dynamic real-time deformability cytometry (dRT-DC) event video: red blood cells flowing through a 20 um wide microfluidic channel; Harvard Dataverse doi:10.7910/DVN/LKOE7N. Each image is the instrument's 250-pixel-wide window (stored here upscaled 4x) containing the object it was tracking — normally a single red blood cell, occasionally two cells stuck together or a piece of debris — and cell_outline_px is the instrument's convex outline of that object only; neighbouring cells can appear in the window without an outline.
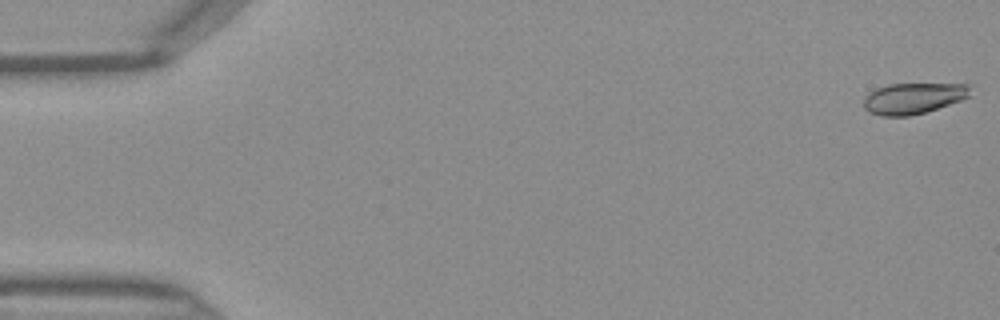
{"species": "Egyptian fruit bat (a non-hibernating species)", "species_latin": "Rousettus aegyptiacus", "temperature_condition": "warm", "stored_images_in_passage": 46, "camera_frame_rate_fps": 3000, "um_per_image_px": 0.085, "frame": {"image": 1, "passage_image": 1, "time_ms": 0.0, "image_size_px": [1000, 320], "cell_outline_px": [[972, 84], [968, 96], [960, 100], [924, 112], [908, 116], [880, 116], [864, 108], [864, 96], [868, 92], [876, 88], [888, 84]], "centroid_in_image_um": [77.59, 8.34], "position_along_channel_um": 7.4, "area_um2": 19.07}}
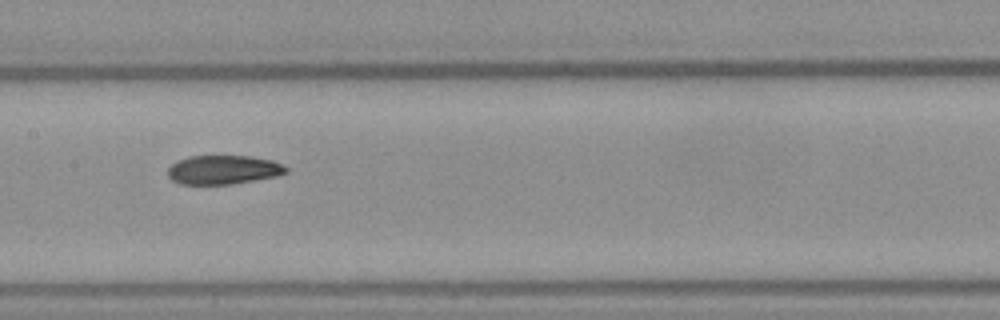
{"frame": {"image": 2, "passage_image": 23, "time_ms": 7.333, "image_size_px": [1000, 320], "cell_outline_px": [[288, 172], [276, 176], [232, 184], [180, 184], [172, 180], [168, 176], [168, 168], [172, 164], [188, 156], [252, 156], [272, 160], [288, 168]], "centroid_in_image_um": [18.98, 14.43], "position_along_channel_um": 188.4, "area_um2": 19.88}}
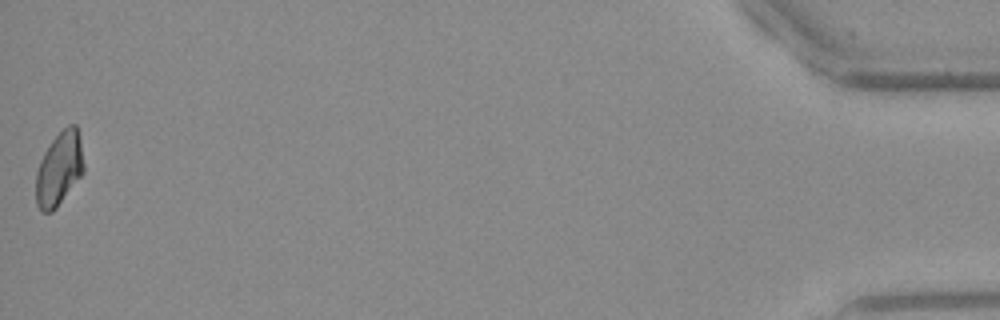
{"frame": {"image": 3, "passage_image": 46, "time_ms": 15.0, "image_size_px": [1000, 320], "cell_outline_px": [[84, 172], [56, 208], [52, 212], [40, 212], [36, 204], [36, 172], [40, 160], [44, 152], [52, 140], [68, 124], [76, 124], [80, 140], [84, 164]], "centroid_in_image_um": [5.02, 14.36], "position_along_channel_um": 430.2, "area_um2": 20.52}}